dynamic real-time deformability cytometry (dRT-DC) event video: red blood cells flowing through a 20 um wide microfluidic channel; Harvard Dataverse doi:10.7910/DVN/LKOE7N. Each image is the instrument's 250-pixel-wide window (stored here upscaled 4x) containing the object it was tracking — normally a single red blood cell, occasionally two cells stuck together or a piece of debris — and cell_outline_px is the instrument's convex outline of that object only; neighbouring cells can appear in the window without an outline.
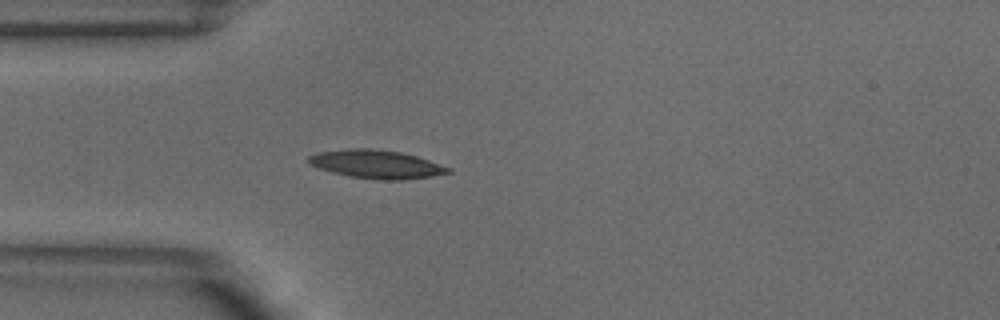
{"species": "common noctule bat (a hibernating species)", "species_latin": "Nyctalus noctula", "temperature_condition": "warm", "stored_images_in_passage": 38, "camera_frame_rate_fps": 3000, "um_per_image_px": 0.085, "animal": {"sex": "male", "body_mass_g": 18.8}, "frame": {"image": 1, "passage_image": 1, "time_ms": 0.0, "image_size_px": [1000, 320], "cell_outline_px": [[452, 172], [432, 176], [404, 180], [380, 180], [348, 176], [332, 172], [308, 164], [304, 160], [308, 156], [316, 152], [348, 148], [372, 148], [400, 152], [416, 156], [452, 168]], "centroid_in_image_um": [31.95, 13.95], "position_along_channel_um": 53.1, "area_um2": 23.35}}
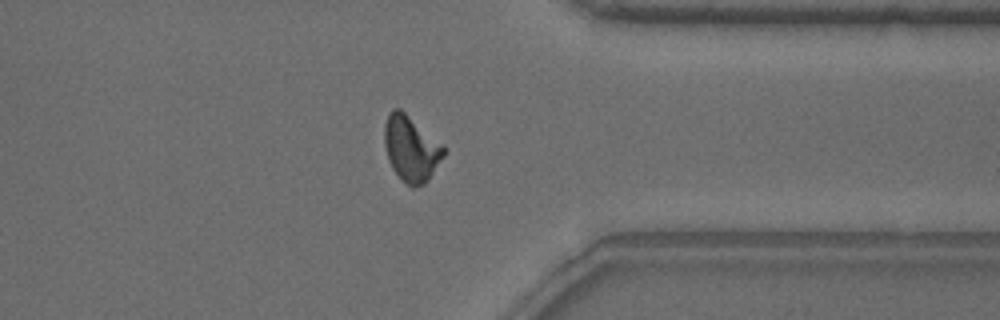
{"frame": {"image": 2, "passage_image": 27, "time_ms": 8.667, "image_size_px": [1000, 320], "cell_outline_px": [[444, 156], [428, 180], [424, 184], [416, 188], [412, 188], [392, 168], [388, 160], [384, 144], [384, 124], [392, 108], [400, 108], [444, 144]], "centroid_in_image_um": [34.95, 12.61], "position_along_channel_um": 376.5, "area_um2": 22.72}}
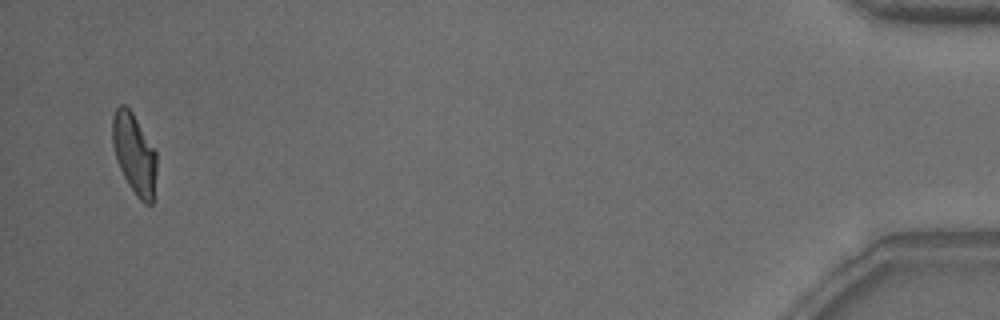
{"frame": {"image": 3, "passage_image": 37, "time_ms": 12.0, "image_size_px": [1000, 320], "cell_outline_px": [[156, 172], [152, 204], [144, 204], [136, 196], [128, 184], [116, 160], [112, 144], [112, 116], [116, 108], [120, 104], [124, 104], [132, 112], [156, 152]], "centroid_in_image_um": [11.4, 13.07], "position_along_channel_um": 423.8, "area_um2": 20.63}, "authors_computed_cell_mechanics": {"area_um2": 21.5883, "velocity_mm_per_s": 3.8695, "shape_relaxation_time_tau1_ms": 4.6347, "shape_relaxation_time_tau2_ms": 1.6695, "deformation_change_tau1": 0.1765, "deformation_change_tau2": 0.0772}}